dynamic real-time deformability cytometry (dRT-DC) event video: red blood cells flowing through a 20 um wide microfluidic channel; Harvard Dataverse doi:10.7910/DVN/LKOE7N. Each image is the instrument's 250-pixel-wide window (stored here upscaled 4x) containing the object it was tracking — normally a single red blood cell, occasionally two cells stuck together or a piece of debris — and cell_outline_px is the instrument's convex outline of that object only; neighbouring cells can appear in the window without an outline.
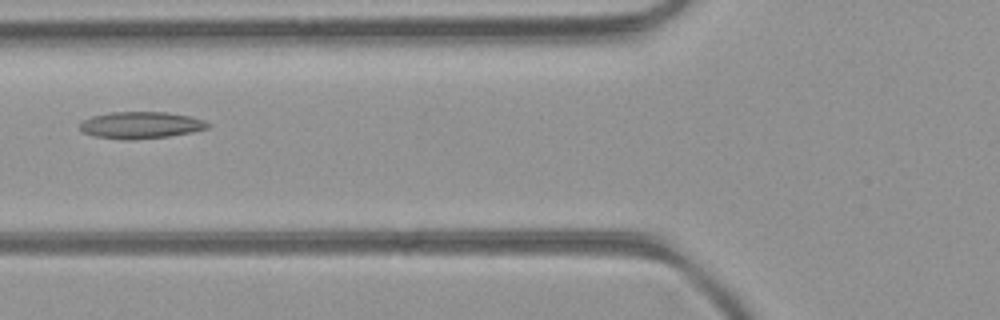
{"species": "common noctule bat (a hibernating species)", "species_latin": "Nyctalus noctula", "temperature_condition": "room temperature", "stored_images_in_passage": 38, "camera_frame_rate_fps": 3000, "um_per_image_px": 0.085, "animal": {"sex": "female", "body_mass_g": 21.9}, "frame": {"image": 1, "passage_image": 8, "time_ms": 2.333, "image_size_px": [1000, 320], "cell_outline_px": [[212, 124], [208, 128], [192, 132], [168, 136], [124, 140], [96, 136], [84, 132], [80, 128], [80, 124], [84, 120], [92, 116], [112, 112], [168, 112], [188, 116], [204, 120]], "centroid_in_image_um": [12.0, 10.63], "position_along_channel_um": 113.8, "area_um2": 19.77}}
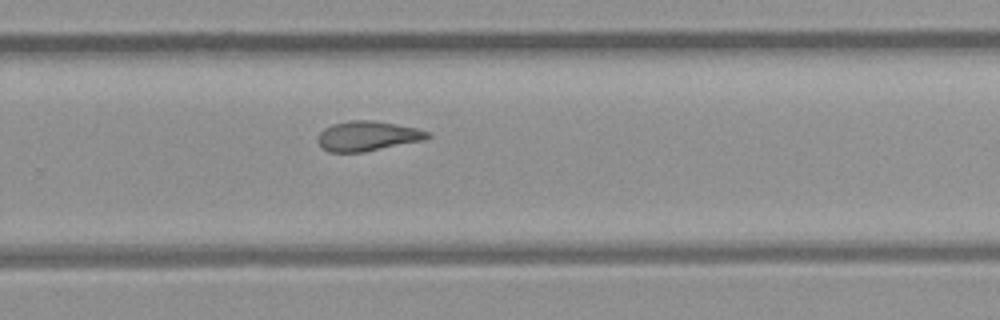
{"frame": {"image": 2, "passage_image": 21, "time_ms": 6.667, "image_size_px": [1000, 320], "cell_outline_px": [[432, 136], [424, 140], [364, 152], [328, 152], [320, 148], [316, 140], [320, 132], [324, 128], [332, 124], [352, 120], [372, 120], [396, 124], [416, 128], [428, 132]], "centroid_in_image_um": [31.2, 11.57], "position_along_channel_um": 298.6, "area_um2": 19.19}}
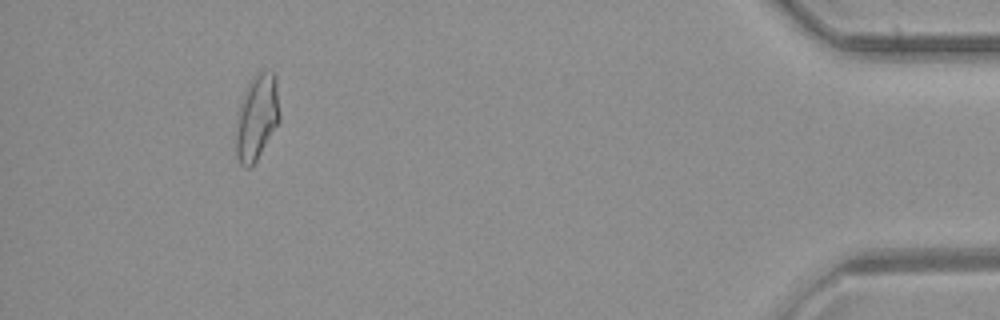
{"frame": {"image": 3, "passage_image": 34, "time_ms": 11.0, "image_size_px": [1000, 320], "cell_outline_px": [[280, 120], [256, 160], [248, 168], [244, 168], [240, 164], [236, 156], [236, 112], [248, 84], [260, 68], [276, 72], [280, 116]], "centroid_in_image_um": [21.83, 9.91], "position_along_channel_um": 413.4, "area_um2": 22.14}, "authors_computed_cell_mechanics": {"area_um2": 19.7387, "velocity_mm_per_s": 4.2698, "shape_relaxation_time_tau1_ms": null, "shape_relaxation_time_tau2_ms": 3.3733, "deformation_change_tau1": null, "deformation_change_tau2": 0.1086}}